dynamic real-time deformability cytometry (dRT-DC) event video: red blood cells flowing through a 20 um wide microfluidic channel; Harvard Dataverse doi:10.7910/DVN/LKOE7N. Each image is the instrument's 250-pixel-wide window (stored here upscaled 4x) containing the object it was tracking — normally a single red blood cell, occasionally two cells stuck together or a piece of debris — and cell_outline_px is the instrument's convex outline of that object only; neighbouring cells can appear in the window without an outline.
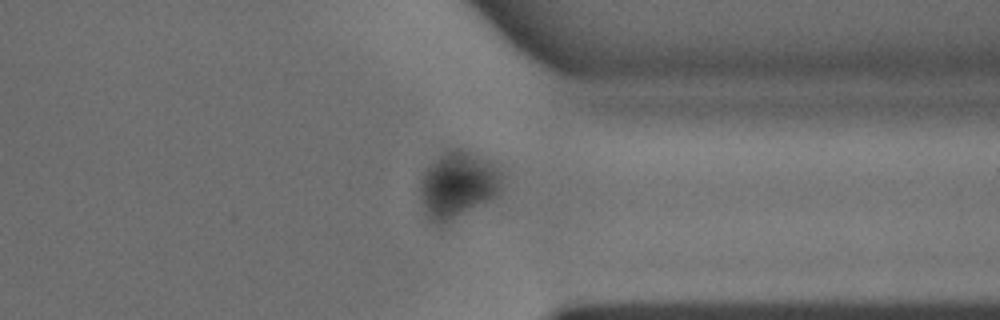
{"species": "common noctule bat (a hibernating species)", "species_latin": "Nyctalus noctula", "temperature_condition": "warm", "stored_images_in_passage": 27, "camera_frame_rate_fps": 3000, "um_per_image_px": 0.085, "animal": {"sex": "male", "body_mass_g": 15.6}, "frame": {"image": 1, "passage_image": 25, "time_ms": 8.0, "image_size_px": [1000, 320], "cell_outline_px": [[500, 192], [488, 200], [444, 224], [436, 224], [428, 220], [424, 212], [420, 196], [420, 180], [424, 172], [444, 152], [452, 148], [460, 148], [484, 160], [496, 168], [500, 172]], "centroid_in_image_um": [38.84, 15.75], "position_along_channel_um": 372.6, "area_um2": 30.75}}